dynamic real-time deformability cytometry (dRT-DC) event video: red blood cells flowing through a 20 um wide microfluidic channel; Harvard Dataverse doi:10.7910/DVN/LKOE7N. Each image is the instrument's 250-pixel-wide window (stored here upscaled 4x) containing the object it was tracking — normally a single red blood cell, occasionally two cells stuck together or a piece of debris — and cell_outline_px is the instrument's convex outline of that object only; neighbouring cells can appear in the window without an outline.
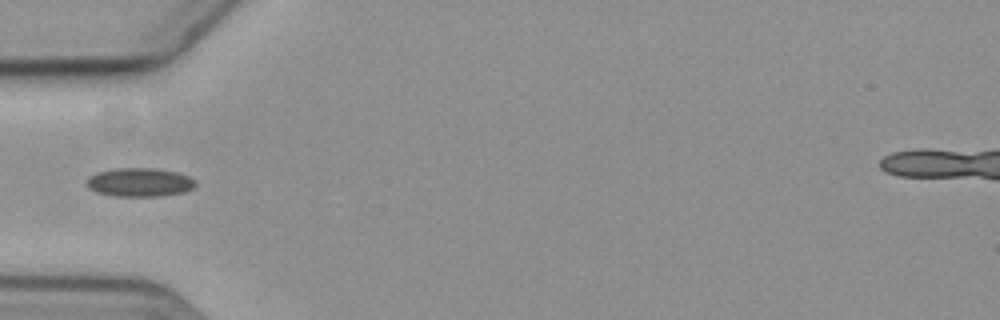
{"species": "common noctule bat (a hibernating species)", "species_latin": "Nyctalus noctula", "temperature_condition": "cold", "stored_images_in_passage": 10, "camera_frame_rate_fps": 3000, "um_per_image_px": 0.085, "animal": {"sex": "female", "body_mass_g": 19.3, "forearm_length_mm": 54.1}, "frame": {"image": 1, "passage_image": 5, "time_ms": 5.0, "image_size_px": [1000, 320], "cell_outline_px": [[196, 184], [192, 188], [184, 192], [160, 196], [112, 196], [96, 192], [88, 188], [84, 184], [88, 176], [96, 172], [116, 168], [152, 168], [176, 172], [188, 176], [196, 180]], "centroid_in_image_um": [11.81, 15.49], "position_along_channel_um": 73.2, "area_um2": 18.38}}
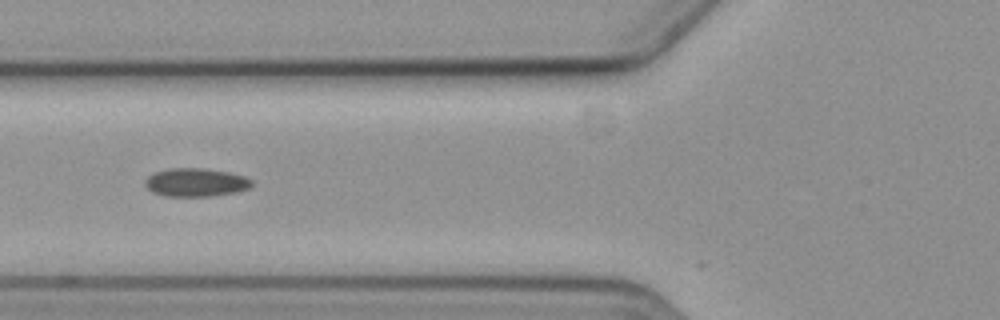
{"frame": {"image": 2, "passage_image": 6, "time_ms": 6.0, "image_size_px": [1000, 320], "cell_outline_px": [[252, 184], [248, 188], [236, 192], [212, 196], [164, 196], [152, 192], [144, 184], [144, 180], [148, 176], [156, 172], [172, 168], [204, 168], [228, 172], [244, 176], [252, 180]], "centroid_in_image_um": [16.63, 15.5], "position_along_channel_um": 109.2, "area_um2": 17.57}}